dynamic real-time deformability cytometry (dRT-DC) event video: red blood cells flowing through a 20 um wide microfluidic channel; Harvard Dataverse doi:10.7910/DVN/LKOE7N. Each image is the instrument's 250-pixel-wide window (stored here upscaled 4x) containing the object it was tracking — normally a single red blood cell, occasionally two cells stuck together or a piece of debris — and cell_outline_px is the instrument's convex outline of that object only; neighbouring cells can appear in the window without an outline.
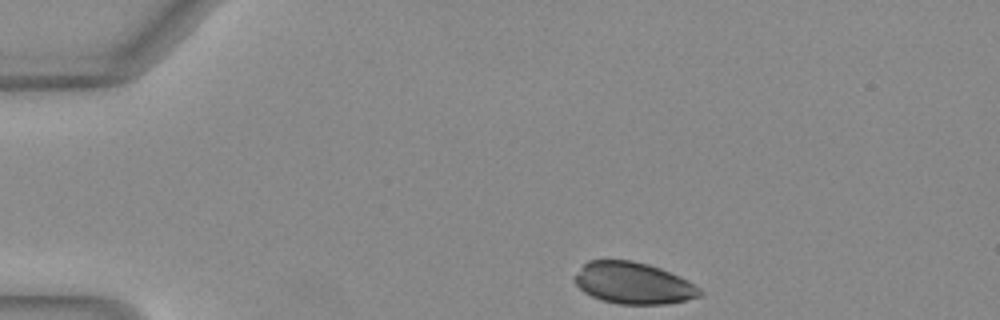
{"species": "Egyptian fruit bat (a non-hibernating species)", "species_latin": "Rousettus aegyptiacus", "temperature_condition": "warm", "stored_images_in_passage": 34, "camera_frame_rate_fps": 3000, "um_per_image_px": 0.085, "animal": {"sex": "female"}, "frame": {"image": 1, "passage_image": 1, "time_ms": 0.0, "image_size_px": [1000, 320], "cell_outline_px": [[704, 292], [700, 296], [684, 300], [664, 304], [620, 304], [600, 300], [584, 292], [572, 280], [580, 268], [588, 260], [632, 260], [648, 264], [660, 268], [700, 288]], "centroid_in_image_um": [53.78, 24.07], "position_along_channel_um": 31.2, "area_um2": 30.06}}
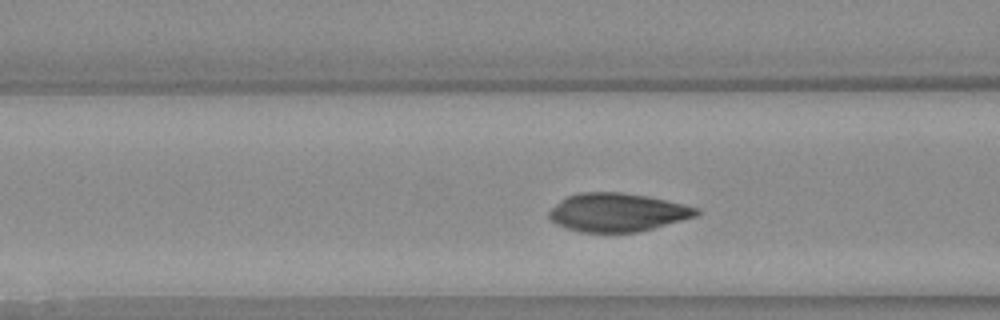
{"frame": {"image": 2, "passage_image": 12, "time_ms": 3.667, "image_size_px": [1000, 320], "cell_outline_px": [[700, 212], [696, 216], [652, 228], [636, 232], [580, 232], [556, 224], [548, 216], [548, 212], [560, 200], [568, 196], [584, 192], [620, 192], [648, 196], [684, 204], [700, 208]], "centroid_in_image_um": [52.48, 18.04], "position_along_channel_um": 114.1, "area_um2": 32.71}}
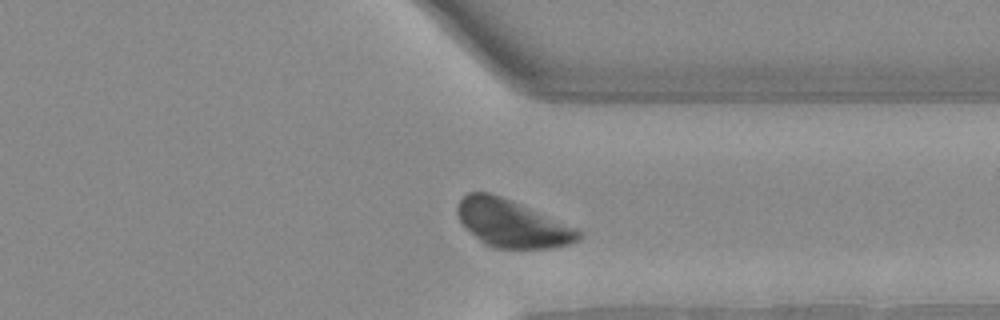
{"frame": {"image": 3, "passage_image": 31, "time_ms": 10.0, "image_size_px": [1000, 320], "cell_outline_px": [[584, 236], [580, 240], [568, 244], [548, 248], [492, 248], [484, 244], [460, 220], [456, 212], [456, 208], [460, 200], [468, 192], [488, 192], [500, 196], [576, 228], [584, 232]], "centroid_in_image_um": [43.54, 19.01], "position_along_channel_um": 367.9, "area_um2": 32.95}}